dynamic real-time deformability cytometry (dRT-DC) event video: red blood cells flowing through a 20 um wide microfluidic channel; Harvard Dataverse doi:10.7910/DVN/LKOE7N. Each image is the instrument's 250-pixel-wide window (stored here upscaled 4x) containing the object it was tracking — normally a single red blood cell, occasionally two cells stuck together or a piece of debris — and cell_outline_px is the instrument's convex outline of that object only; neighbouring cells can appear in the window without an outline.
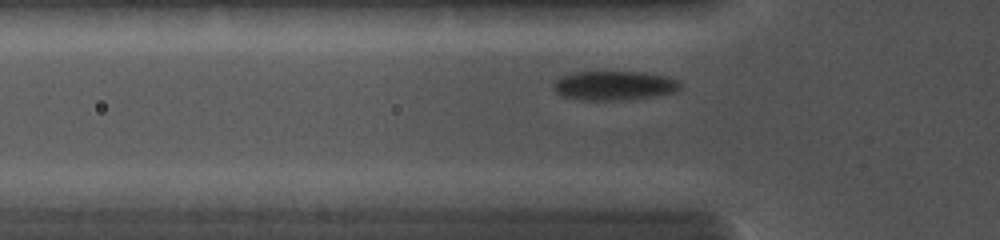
{"species": "common noctule bat (a hibernating species)", "species_latin": "Nyctalus noctula", "temperature_condition": "cold", "stored_images_in_passage": 23, "camera_frame_rate_fps": 5000, "um_per_image_px": 0.085, "animal": {"sex": "female", "body_mass_g": 19.0, "forearm_length_mm": 56.7}, "frame": {"image": 1, "passage_image": 4, "time_ms": 1.4, "image_size_px": [1000, 240], "cell_outline_px": [[680, 88], [676, 92], [652, 96], [624, 100], [580, 100], [560, 96], [556, 92], [552, 84], [560, 76], [572, 72], [648, 72], [668, 76], [680, 80]], "centroid_in_image_um": [52.2, 7.27], "position_along_channel_um": 73.6, "area_um2": 21.91}}
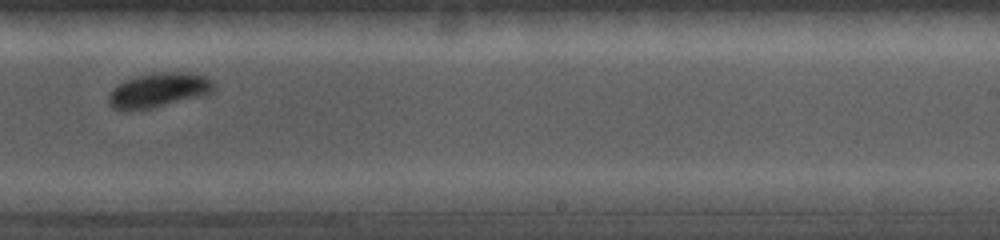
{"frame": {"image": 2, "passage_image": 15, "time_ms": 6.0, "image_size_px": [1000, 240], "cell_outline_px": [[216, 88], [208, 96], [152, 108], [128, 112], [112, 108], [108, 104], [108, 96], [112, 88], [116, 84], [124, 80], [136, 76], [168, 72], [188, 72], [204, 76], [212, 80], [216, 84]], "centroid_in_image_um": [13.5, 7.7], "position_along_channel_um": 275.5, "area_um2": 21.85}}
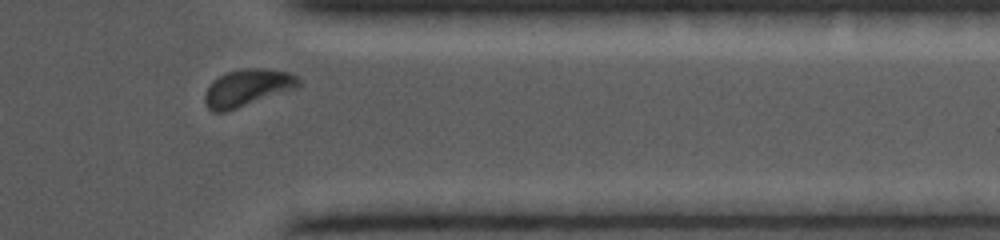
{"frame": {"image": 3, "passage_image": 21, "time_ms": 8.6, "image_size_px": [1000, 240], "cell_outline_px": [[300, 88], [224, 112], [212, 112], [208, 108], [204, 100], [204, 92], [208, 84], [212, 80], [228, 72], [244, 68], [260, 68], [288, 72], [296, 76], [300, 80]], "centroid_in_image_um": [21.02, 7.47], "position_along_channel_um": 390.4, "area_um2": 20.46}}